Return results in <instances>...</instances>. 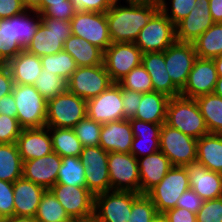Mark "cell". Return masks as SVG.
<instances>
[{"label": "cell", "instance_id": "obj_64", "mask_svg": "<svg viewBox=\"0 0 222 222\" xmlns=\"http://www.w3.org/2000/svg\"><path fill=\"white\" fill-rule=\"evenodd\" d=\"M112 3H121V1H123L122 3H127L133 0H110Z\"/></svg>", "mask_w": 222, "mask_h": 222}, {"label": "cell", "instance_id": "obj_29", "mask_svg": "<svg viewBox=\"0 0 222 222\" xmlns=\"http://www.w3.org/2000/svg\"><path fill=\"white\" fill-rule=\"evenodd\" d=\"M63 50L73 57L78 67L103 64L104 52L87 40L73 34L65 41Z\"/></svg>", "mask_w": 222, "mask_h": 222}, {"label": "cell", "instance_id": "obj_46", "mask_svg": "<svg viewBox=\"0 0 222 222\" xmlns=\"http://www.w3.org/2000/svg\"><path fill=\"white\" fill-rule=\"evenodd\" d=\"M157 213L152 200L146 194H140L132 203L127 222H151Z\"/></svg>", "mask_w": 222, "mask_h": 222}, {"label": "cell", "instance_id": "obj_3", "mask_svg": "<svg viewBox=\"0 0 222 222\" xmlns=\"http://www.w3.org/2000/svg\"><path fill=\"white\" fill-rule=\"evenodd\" d=\"M71 34V20L41 17L37 32L25 50L38 57L58 53Z\"/></svg>", "mask_w": 222, "mask_h": 222}, {"label": "cell", "instance_id": "obj_60", "mask_svg": "<svg viewBox=\"0 0 222 222\" xmlns=\"http://www.w3.org/2000/svg\"><path fill=\"white\" fill-rule=\"evenodd\" d=\"M213 61H214L215 66H216L218 77H222V55L213 58Z\"/></svg>", "mask_w": 222, "mask_h": 222}, {"label": "cell", "instance_id": "obj_28", "mask_svg": "<svg viewBox=\"0 0 222 222\" xmlns=\"http://www.w3.org/2000/svg\"><path fill=\"white\" fill-rule=\"evenodd\" d=\"M7 65L14 84L34 85L43 70L40 57L25 49L12 58Z\"/></svg>", "mask_w": 222, "mask_h": 222}, {"label": "cell", "instance_id": "obj_27", "mask_svg": "<svg viewBox=\"0 0 222 222\" xmlns=\"http://www.w3.org/2000/svg\"><path fill=\"white\" fill-rule=\"evenodd\" d=\"M46 189L21 177L13 183L14 215L35 217Z\"/></svg>", "mask_w": 222, "mask_h": 222}, {"label": "cell", "instance_id": "obj_59", "mask_svg": "<svg viewBox=\"0 0 222 222\" xmlns=\"http://www.w3.org/2000/svg\"><path fill=\"white\" fill-rule=\"evenodd\" d=\"M72 222H102V221L96 216L95 213H93L92 215L86 217L73 219Z\"/></svg>", "mask_w": 222, "mask_h": 222}, {"label": "cell", "instance_id": "obj_44", "mask_svg": "<svg viewBox=\"0 0 222 222\" xmlns=\"http://www.w3.org/2000/svg\"><path fill=\"white\" fill-rule=\"evenodd\" d=\"M101 128V123L95 122L86 116L73 127V130L82 146L87 147L99 146Z\"/></svg>", "mask_w": 222, "mask_h": 222}, {"label": "cell", "instance_id": "obj_58", "mask_svg": "<svg viewBox=\"0 0 222 222\" xmlns=\"http://www.w3.org/2000/svg\"><path fill=\"white\" fill-rule=\"evenodd\" d=\"M2 222H37L33 217L26 216H9L5 217Z\"/></svg>", "mask_w": 222, "mask_h": 222}, {"label": "cell", "instance_id": "obj_20", "mask_svg": "<svg viewBox=\"0 0 222 222\" xmlns=\"http://www.w3.org/2000/svg\"><path fill=\"white\" fill-rule=\"evenodd\" d=\"M214 24L209 8V0H196L188 16L176 26V41L193 43Z\"/></svg>", "mask_w": 222, "mask_h": 222}, {"label": "cell", "instance_id": "obj_34", "mask_svg": "<svg viewBox=\"0 0 222 222\" xmlns=\"http://www.w3.org/2000/svg\"><path fill=\"white\" fill-rule=\"evenodd\" d=\"M41 23V14L32 8L13 16L14 39L25 49Z\"/></svg>", "mask_w": 222, "mask_h": 222}, {"label": "cell", "instance_id": "obj_37", "mask_svg": "<svg viewBox=\"0 0 222 222\" xmlns=\"http://www.w3.org/2000/svg\"><path fill=\"white\" fill-rule=\"evenodd\" d=\"M62 163L59 169L56 184L86 187L85 166L79 157H61Z\"/></svg>", "mask_w": 222, "mask_h": 222}, {"label": "cell", "instance_id": "obj_10", "mask_svg": "<svg viewBox=\"0 0 222 222\" xmlns=\"http://www.w3.org/2000/svg\"><path fill=\"white\" fill-rule=\"evenodd\" d=\"M85 166L86 188L95 196L111 191L108 152L100 146L83 147L79 156Z\"/></svg>", "mask_w": 222, "mask_h": 222}, {"label": "cell", "instance_id": "obj_18", "mask_svg": "<svg viewBox=\"0 0 222 222\" xmlns=\"http://www.w3.org/2000/svg\"><path fill=\"white\" fill-rule=\"evenodd\" d=\"M217 80L218 73L213 59L197 57L180 96L196 99L213 93Z\"/></svg>", "mask_w": 222, "mask_h": 222}, {"label": "cell", "instance_id": "obj_43", "mask_svg": "<svg viewBox=\"0 0 222 222\" xmlns=\"http://www.w3.org/2000/svg\"><path fill=\"white\" fill-rule=\"evenodd\" d=\"M118 84L124 89L142 94L153 91L150 75L142 65L135 67Z\"/></svg>", "mask_w": 222, "mask_h": 222}, {"label": "cell", "instance_id": "obj_57", "mask_svg": "<svg viewBox=\"0 0 222 222\" xmlns=\"http://www.w3.org/2000/svg\"><path fill=\"white\" fill-rule=\"evenodd\" d=\"M209 8L214 23H222V0H209Z\"/></svg>", "mask_w": 222, "mask_h": 222}, {"label": "cell", "instance_id": "obj_5", "mask_svg": "<svg viewBox=\"0 0 222 222\" xmlns=\"http://www.w3.org/2000/svg\"><path fill=\"white\" fill-rule=\"evenodd\" d=\"M17 120L23 129L46 126L47 101L34 85L14 84Z\"/></svg>", "mask_w": 222, "mask_h": 222}, {"label": "cell", "instance_id": "obj_7", "mask_svg": "<svg viewBox=\"0 0 222 222\" xmlns=\"http://www.w3.org/2000/svg\"><path fill=\"white\" fill-rule=\"evenodd\" d=\"M175 41V25L159 9L140 30L134 43L144 54L147 52H164Z\"/></svg>", "mask_w": 222, "mask_h": 222}, {"label": "cell", "instance_id": "obj_65", "mask_svg": "<svg viewBox=\"0 0 222 222\" xmlns=\"http://www.w3.org/2000/svg\"><path fill=\"white\" fill-rule=\"evenodd\" d=\"M73 220H61V221H56V222H72Z\"/></svg>", "mask_w": 222, "mask_h": 222}, {"label": "cell", "instance_id": "obj_26", "mask_svg": "<svg viewBox=\"0 0 222 222\" xmlns=\"http://www.w3.org/2000/svg\"><path fill=\"white\" fill-rule=\"evenodd\" d=\"M137 160L140 176V194H147L159 184L172 167L169 158L160 150Z\"/></svg>", "mask_w": 222, "mask_h": 222}, {"label": "cell", "instance_id": "obj_11", "mask_svg": "<svg viewBox=\"0 0 222 222\" xmlns=\"http://www.w3.org/2000/svg\"><path fill=\"white\" fill-rule=\"evenodd\" d=\"M108 171L112 191L140 193L138 160L131 153L108 152Z\"/></svg>", "mask_w": 222, "mask_h": 222}, {"label": "cell", "instance_id": "obj_19", "mask_svg": "<svg viewBox=\"0 0 222 222\" xmlns=\"http://www.w3.org/2000/svg\"><path fill=\"white\" fill-rule=\"evenodd\" d=\"M61 156L51 152L41 158L23 161L22 177L50 190L57 181Z\"/></svg>", "mask_w": 222, "mask_h": 222}, {"label": "cell", "instance_id": "obj_24", "mask_svg": "<svg viewBox=\"0 0 222 222\" xmlns=\"http://www.w3.org/2000/svg\"><path fill=\"white\" fill-rule=\"evenodd\" d=\"M141 65L151 78L153 91L169 98L180 96L181 91L173 84L166 69L164 52H147L142 55Z\"/></svg>", "mask_w": 222, "mask_h": 222}, {"label": "cell", "instance_id": "obj_35", "mask_svg": "<svg viewBox=\"0 0 222 222\" xmlns=\"http://www.w3.org/2000/svg\"><path fill=\"white\" fill-rule=\"evenodd\" d=\"M52 139V149L61 157H79L83 146L73 128L48 127Z\"/></svg>", "mask_w": 222, "mask_h": 222}, {"label": "cell", "instance_id": "obj_54", "mask_svg": "<svg viewBox=\"0 0 222 222\" xmlns=\"http://www.w3.org/2000/svg\"><path fill=\"white\" fill-rule=\"evenodd\" d=\"M168 222H195L196 214L185 208L175 207L163 213Z\"/></svg>", "mask_w": 222, "mask_h": 222}, {"label": "cell", "instance_id": "obj_66", "mask_svg": "<svg viewBox=\"0 0 222 222\" xmlns=\"http://www.w3.org/2000/svg\"><path fill=\"white\" fill-rule=\"evenodd\" d=\"M5 219V217H0V222H2Z\"/></svg>", "mask_w": 222, "mask_h": 222}, {"label": "cell", "instance_id": "obj_21", "mask_svg": "<svg viewBox=\"0 0 222 222\" xmlns=\"http://www.w3.org/2000/svg\"><path fill=\"white\" fill-rule=\"evenodd\" d=\"M189 176L190 188L203 200L222 197V174L208 170L199 162L185 166Z\"/></svg>", "mask_w": 222, "mask_h": 222}, {"label": "cell", "instance_id": "obj_22", "mask_svg": "<svg viewBox=\"0 0 222 222\" xmlns=\"http://www.w3.org/2000/svg\"><path fill=\"white\" fill-rule=\"evenodd\" d=\"M133 132L130 153L136 158H142L160 150V131L162 124L145 122L136 118L129 119Z\"/></svg>", "mask_w": 222, "mask_h": 222}, {"label": "cell", "instance_id": "obj_4", "mask_svg": "<svg viewBox=\"0 0 222 222\" xmlns=\"http://www.w3.org/2000/svg\"><path fill=\"white\" fill-rule=\"evenodd\" d=\"M86 101L66 90L47 101L46 127L73 128L87 116Z\"/></svg>", "mask_w": 222, "mask_h": 222}, {"label": "cell", "instance_id": "obj_52", "mask_svg": "<svg viewBox=\"0 0 222 222\" xmlns=\"http://www.w3.org/2000/svg\"><path fill=\"white\" fill-rule=\"evenodd\" d=\"M203 203L204 200L190 188L182 193V195L178 199L176 207L185 208L192 213L197 214Z\"/></svg>", "mask_w": 222, "mask_h": 222}, {"label": "cell", "instance_id": "obj_50", "mask_svg": "<svg viewBox=\"0 0 222 222\" xmlns=\"http://www.w3.org/2000/svg\"><path fill=\"white\" fill-rule=\"evenodd\" d=\"M13 183L0 180V213L4 217L14 215Z\"/></svg>", "mask_w": 222, "mask_h": 222}, {"label": "cell", "instance_id": "obj_25", "mask_svg": "<svg viewBox=\"0 0 222 222\" xmlns=\"http://www.w3.org/2000/svg\"><path fill=\"white\" fill-rule=\"evenodd\" d=\"M133 132L129 120L102 124L99 146L107 152L130 153Z\"/></svg>", "mask_w": 222, "mask_h": 222}, {"label": "cell", "instance_id": "obj_47", "mask_svg": "<svg viewBox=\"0 0 222 222\" xmlns=\"http://www.w3.org/2000/svg\"><path fill=\"white\" fill-rule=\"evenodd\" d=\"M22 130L17 118L0 115V144L16 143Z\"/></svg>", "mask_w": 222, "mask_h": 222}, {"label": "cell", "instance_id": "obj_2", "mask_svg": "<svg viewBox=\"0 0 222 222\" xmlns=\"http://www.w3.org/2000/svg\"><path fill=\"white\" fill-rule=\"evenodd\" d=\"M165 124L196 140L209 134L196 100L182 96L169 98Z\"/></svg>", "mask_w": 222, "mask_h": 222}, {"label": "cell", "instance_id": "obj_61", "mask_svg": "<svg viewBox=\"0 0 222 222\" xmlns=\"http://www.w3.org/2000/svg\"><path fill=\"white\" fill-rule=\"evenodd\" d=\"M214 93L222 97V77H218V80L216 82V86L214 89Z\"/></svg>", "mask_w": 222, "mask_h": 222}, {"label": "cell", "instance_id": "obj_62", "mask_svg": "<svg viewBox=\"0 0 222 222\" xmlns=\"http://www.w3.org/2000/svg\"><path fill=\"white\" fill-rule=\"evenodd\" d=\"M151 222H168V220L163 213H157Z\"/></svg>", "mask_w": 222, "mask_h": 222}, {"label": "cell", "instance_id": "obj_32", "mask_svg": "<svg viewBox=\"0 0 222 222\" xmlns=\"http://www.w3.org/2000/svg\"><path fill=\"white\" fill-rule=\"evenodd\" d=\"M195 100L209 133L222 135V97L213 92Z\"/></svg>", "mask_w": 222, "mask_h": 222}, {"label": "cell", "instance_id": "obj_49", "mask_svg": "<svg viewBox=\"0 0 222 222\" xmlns=\"http://www.w3.org/2000/svg\"><path fill=\"white\" fill-rule=\"evenodd\" d=\"M121 94L123 102V118L126 120L134 118L141 103L142 93L121 87Z\"/></svg>", "mask_w": 222, "mask_h": 222}, {"label": "cell", "instance_id": "obj_6", "mask_svg": "<svg viewBox=\"0 0 222 222\" xmlns=\"http://www.w3.org/2000/svg\"><path fill=\"white\" fill-rule=\"evenodd\" d=\"M190 189L187 169L172 166L165 177L146 195L152 200L158 213H165L176 207L178 199Z\"/></svg>", "mask_w": 222, "mask_h": 222}, {"label": "cell", "instance_id": "obj_13", "mask_svg": "<svg viewBox=\"0 0 222 222\" xmlns=\"http://www.w3.org/2000/svg\"><path fill=\"white\" fill-rule=\"evenodd\" d=\"M140 193L107 191L94 196V213L102 222H127L132 203Z\"/></svg>", "mask_w": 222, "mask_h": 222}, {"label": "cell", "instance_id": "obj_15", "mask_svg": "<svg viewBox=\"0 0 222 222\" xmlns=\"http://www.w3.org/2000/svg\"><path fill=\"white\" fill-rule=\"evenodd\" d=\"M164 58L173 84L182 91L197 58L193 43L175 41L164 51Z\"/></svg>", "mask_w": 222, "mask_h": 222}, {"label": "cell", "instance_id": "obj_45", "mask_svg": "<svg viewBox=\"0 0 222 222\" xmlns=\"http://www.w3.org/2000/svg\"><path fill=\"white\" fill-rule=\"evenodd\" d=\"M195 1L196 0H168L167 2V0H158L159 9L175 26L189 15L195 6Z\"/></svg>", "mask_w": 222, "mask_h": 222}, {"label": "cell", "instance_id": "obj_14", "mask_svg": "<svg viewBox=\"0 0 222 222\" xmlns=\"http://www.w3.org/2000/svg\"><path fill=\"white\" fill-rule=\"evenodd\" d=\"M143 53L135 43H112L105 51L103 63L114 83L121 81L141 65Z\"/></svg>", "mask_w": 222, "mask_h": 222}, {"label": "cell", "instance_id": "obj_16", "mask_svg": "<svg viewBox=\"0 0 222 222\" xmlns=\"http://www.w3.org/2000/svg\"><path fill=\"white\" fill-rule=\"evenodd\" d=\"M86 103L87 117L95 122L105 124L124 119L121 86L118 83Z\"/></svg>", "mask_w": 222, "mask_h": 222}, {"label": "cell", "instance_id": "obj_63", "mask_svg": "<svg viewBox=\"0 0 222 222\" xmlns=\"http://www.w3.org/2000/svg\"><path fill=\"white\" fill-rule=\"evenodd\" d=\"M23 3L28 7V8H32L38 0H22Z\"/></svg>", "mask_w": 222, "mask_h": 222}, {"label": "cell", "instance_id": "obj_8", "mask_svg": "<svg viewBox=\"0 0 222 222\" xmlns=\"http://www.w3.org/2000/svg\"><path fill=\"white\" fill-rule=\"evenodd\" d=\"M160 151L165 154L172 166L185 167L197 160V140L178 129L163 123L160 131Z\"/></svg>", "mask_w": 222, "mask_h": 222}, {"label": "cell", "instance_id": "obj_41", "mask_svg": "<svg viewBox=\"0 0 222 222\" xmlns=\"http://www.w3.org/2000/svg\"><path fill=\"white\" fill-rule=\"evenodd\" d=\"M41 14V17H52L55 19L71 20L76 10L71 0H38L32 7Z\"/></svg>", "mask_w": 222, "mask_h": 222}, {"label": "cell", "instance_id": "obj_12", "mask_svg": "<svg viewBox=\"0 0 222 222\" xmlns=\"http://www.w3.org/2000/svg\"><path fill=\"white\" fill-rule=\"evenodd\" d=\"M72 34L83 38L103 52L112 44L106 13L81 11L71 19Z\"/></svg>", "mask_w": 222, "mask_h": 222}, {"label": "cell", "instance_id": "obj_17", "mask_svg": "<svg viewBox=\"0 0 222 222\" xmlns=\"http://www.w3.org/2000/svg\"><path fill=\"white\" fill-rule=\"evenodd\" d=\"M50 191L71 219L86 217L94 213V195L86 187L55 184Z\"/></svg>", "mask_w": 222, "mask_h": 222}, {"label": "cell", "instance_id": "obj_48", "mask_svg": "<svg viewBox=\"0 0 222 222\" xmlns=\"http://www.w3.org/2000/svg\"><path fill=\"white\" fill-rule=\"evenodd\" d=\"M196 220L198 222H222V197L204 200L196 214Z\"/></svg>", "mask_w": 222, "mask_h": 222}, {"label": "cell", "instance_id": "obj_9", "mask_svg": "<svg viewBox=\"0 0 222 222\" xmlns=\"http://www.w3.org/2000/svg\"><path fill=\"white\" fill-rule=\"evenodd\" d=\"M113 84L103 63L96 66L77 67L67 81V90L88 101Z\"/></svg>", "mask_w": 222, "mask_h": 222}, {"label": "cell", "instance_id": "obj_53", "mask_svg": "<svg viewBox=\"0 0 222 222\" xmlns=\"http://www.w3.org/2000/svg\"><path fill=\"white\" fill-rule=\"evenodd\" d=\"M28 7L22 0H0V19L11 18L26 11Z\"/></svg>", "mask_w": 222, "mask_h": 222}, {"label": "cell", "instance_id": "obj_23", "mask_svg": "<svg viewBox=\"0 0 222 222\" xmlns=\"http://www.w3.org/2000/svg\"><path fill=\"white\" fill-rule=\"evenodd\" d=\"M22 161L41 158L53 152L49 128H26L16 142Z\"/></svg>", "mask_w": 222, "mask_h": 222}, {"label": "cell", "instance_id": "obj_39", "mask_svg": "<svg viewBox=\"0 0 222 222\" xmlns=\"http://www.w3.org/2000/svg\"><path fill=\"white\" fill-rule=\"evenodd\" d=\"M34 219L37 222L73 220L50 190L43 194Z\"/></svg>", "mask_w": 222, "mask_h": 222}, {"label": "cell", "instance_id": "obj_31", "mask_svg": "<svg viewBox=\"0 0 222 222\" xmlns=\"http://www.w3.org/2000/svg\"><path fill=\"white\" fill-rule=\"evenodd\" d=\"M168 101L169 97L160 92L143 93L134 118L154 124H163L166 120Z\"/></svg>", "mask_w": 222, "mask_h": 222}, {"label": "cell", "instance_id": "obj_30", "mask_svg": "<svg viewBox=\"0 0 222 222\" xmlns=\"http://www.w3.org/2000/svg\"><path fill=\"white\" fill-rule=\"evenodd\" d=\"M197 162L222 174V135L209 133L197 140Z\"/></svg>", "mask_w": 222, "mask_h": 222}, {"label": "cell", "instance_id": "obj_1", "mask_svg": "<svg viewBox=\"0 0 222 222\" xmlns=\"http://www.w3.org/2000/svg\"><path fill=\"white\" fill-rule=\"evenodd\" d=\"M122 4L113 3L106 12L109 35L112 43H134L140 30L159 10V2L133 0Z\"/></svg>", "mask_w": 222, "mask_h": 222}, {"label": "cell", "instance_id": "obj_55", "mask_svg": "<svg viewBox=\"0 0 222 222\" xmlns=\"http://www.w3.org/2000/svg\"><path fill=\"white\" fill-rule=\"evenodd\" d=\"M14 81L7 64L0 65V98L12 93Z\"/></svg>", "mask_w": 222, "mask_h": 222}, {"label": "cell", "instance_id": "obj_51", "mask_svg": "<svg viewBox=\"0 0 222 222\" xmlns=\"http://www.w3.org/2000/svg\"><path fill=\"white\" fill-rule=\"evenodd\" d=\"M76 12L90 11L106 13L113 5L110 0H71Z\"/></svg>", "mask_w": 222, "mask_h": 222}, {"label": "cell", "instance_id": "obj_42", "mask_svg": "<svg viewBox=\"0 0 222 222\" xmlns=\"http://www.w3.org/2000/svg\"><path fill=\"white\" fill-rule=\"evenodd\" d=\"M34 87L46 101L55 98L67 90V81L60 76L46 72L44 69L36 80Z\"/></svg>", "mask_w": 222, "mask_h": 222}, {"label": "cell", "instance_id": "obj_40", "mask_svg": "<svg viewBox=\"0 0 222 222\" xmlns=\"http://www.w3.org/2000/svg\"><path fill=\"white\" fill-rule=\"evenodd\" d=\"M24 48L14 39L13 16L0 19V65L7 64Z\"/></svg>", "mask_w": 222, "mask_h": 222}, {"label": "cell", "instance_id": "obj_38", "mask_svg": "<svg viewBox=\"0 0 222 222\" xmlns=\"http://www.w3.org/2000/svg\"><path fill=\"white\" fill-rule=\"evenodd\" d=\"M40 59L42 68L46 72L56 74L65 81L70 79V76L78 67L73 57L64 50L55 54L41 56Z\"/></svg>", "mask_w": 222, "mask_h": 222}, {"label": "cell", "instance_id": "obj_36", "mask_svg": "<svg viewBox=\"0 0 222 222\" xmlns=\"http://www.w3.org/2000/svg\"><path fill=\"white\" fill-rule=\"evenodd\" d=\"M197 57L213 59L222 55V23H214L194 42Z\"/></svg>", "mask_w": 222, "mask_h": 222}, {"label": "cell", "instance_id": "obj_33", "mask_svg": "<svg viewBox=\"0 0 222 222\" xmlns=\"http://www.w3.org/2000/svg\"><path fill=\"white\" fill-rule=\"evenodd\" d=\"M22 168L17 144H0V180L14 183L22 177Z\"/></svg>", "mask_w": 222, "mask_h": 222}, {"label": "cell", "instance_id": "obj_56", "mask_svg": "<svg viewBox=\"0 0 222 222\" xmlns=\"http://www.w3.org/2000/svg\"><path fill=\"white\" fill-rule=\"evenodd\" d=\"M17 118L16 101L12 93L0 98V115Z\"/></svg>", "mask_w": 222, "mask_h": 222}]
</instances>
